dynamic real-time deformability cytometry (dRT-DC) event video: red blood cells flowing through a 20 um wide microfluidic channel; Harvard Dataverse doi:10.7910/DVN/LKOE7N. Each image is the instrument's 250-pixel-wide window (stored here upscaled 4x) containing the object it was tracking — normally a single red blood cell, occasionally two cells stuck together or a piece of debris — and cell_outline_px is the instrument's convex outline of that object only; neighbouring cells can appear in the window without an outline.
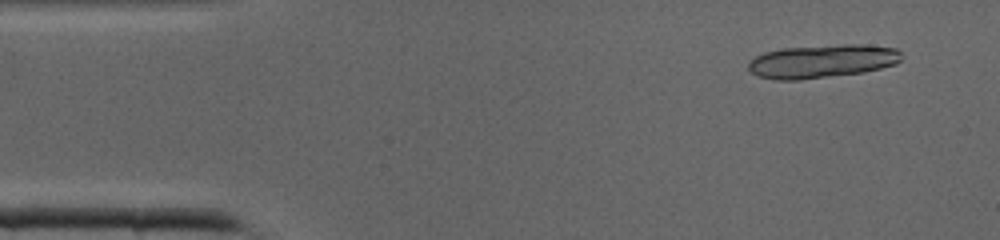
{"species": "common noctule bat (a hibernating species)", "species_latin": "Nyctalus noctula", "temperature_condition": "cold", "stored_images_in_passage": 13, "camera_frame_rate_fps": 3000, "um_per_image_px": 0.085, "animal": {"sex": "male", "body_mass_g": 19.0, "forearm_length_mm": 50.8}, "frame": {"image": 1, "passage_image": 3, "time_ms": 0.667, "image_size_px": [1000, 240], "cell_outline_px": [[900, 60], [896, 64], [864, 72], [800, 80], [772, 80], [756, 76], [748, 68], [748, 64], [756, 56], [764, 52], [784, 48], [844, 44], [864, 44], [896, 48], [900, 52]], "centroid_in_image_um": [69.87, 5.21], "position_along_channel_um": 15.1, "area_um2": 29.82}}